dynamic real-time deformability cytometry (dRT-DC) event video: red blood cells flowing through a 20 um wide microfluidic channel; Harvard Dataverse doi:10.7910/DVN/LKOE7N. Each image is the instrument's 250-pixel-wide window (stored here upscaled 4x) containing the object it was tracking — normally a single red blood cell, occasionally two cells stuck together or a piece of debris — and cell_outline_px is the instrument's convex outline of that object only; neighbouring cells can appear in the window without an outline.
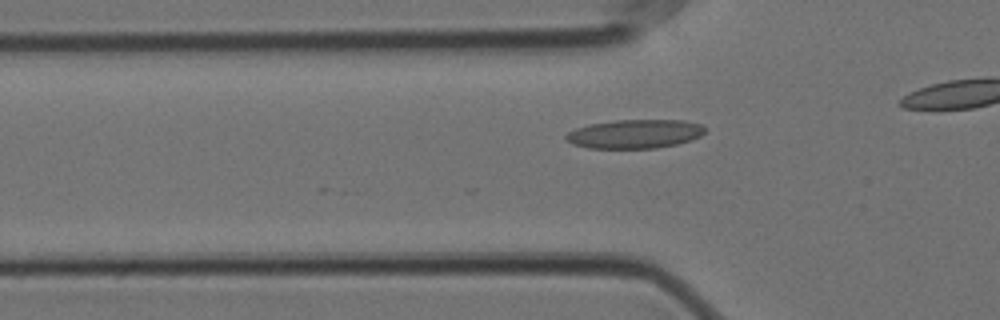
{"species": "Egyptian fruit bat (a non-hibernating species)", "species_latin": "Rousettus aegyptiacus", "temperature_condition": "cold", "stored_images_in_passage": 18, "camera_frame_rate_fps": 3000, "um_per_image_px": 0.085, "animal": {"sex": "female"}, "frame": {"image": 1, "passage_image": 15, "time_ms": 4.667, "image_size_px": [1000, 320], "cell_outline_px": [[704, 132], [700, 136], [692, 140], [676, 144], [656, 148], [588, 148], [572, 144], [564, 140], [564, 136], [568, 132], [576, 128], [588, 124], [616, 120], [684, 120], [700, 124], [704, 128]], "centroid_in_image_um": [53.92, 11.38], "position_along_channel_um": 71.9, "area_um2": 23.47}}